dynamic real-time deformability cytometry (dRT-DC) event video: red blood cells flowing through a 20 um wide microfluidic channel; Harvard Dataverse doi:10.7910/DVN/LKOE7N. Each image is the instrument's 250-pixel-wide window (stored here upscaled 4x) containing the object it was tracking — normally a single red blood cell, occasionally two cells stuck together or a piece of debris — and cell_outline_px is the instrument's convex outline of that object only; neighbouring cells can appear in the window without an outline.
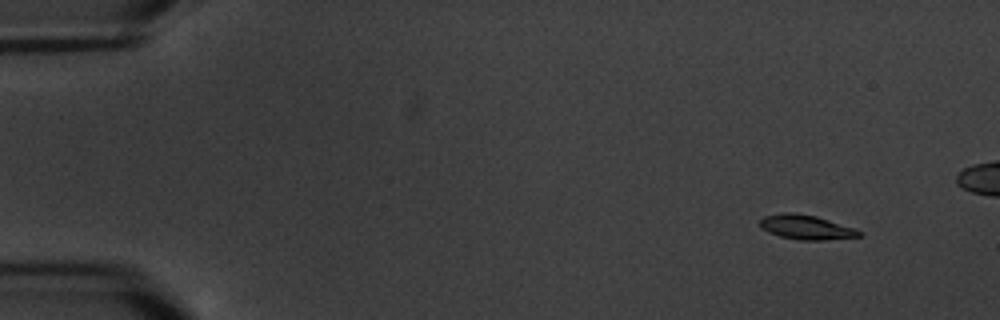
{"species": "common noctule bat (a hibernating species)", "species_latin": "Nyctalus noctula", "temperature_condition": "warm", "stored_images_in_passage": 8, "camera_frame_rate_fps": 3000, "um_per_image_px": 0.085, "animal": {"sex": "male", "body_mass_g": 20.1, "forearm_length_mm": 53.5}, "frame": {"image": 1, "passage_image": 2, "time_ms": 1.0, "image_size_px": [1000, 320], "cell_outline_px": [[860, 236], [824, 240], [800, 240], [780, 236], [768, 232], [760, 228], [760, 220], [764, 216], [784, 212], [792, 212], [816, 216], [856, 228], [860, 232]], "centroid_in_image_um": [68.5, 19.3], "position_along_channel_um": 16.5, "area_um2": 14.1}}
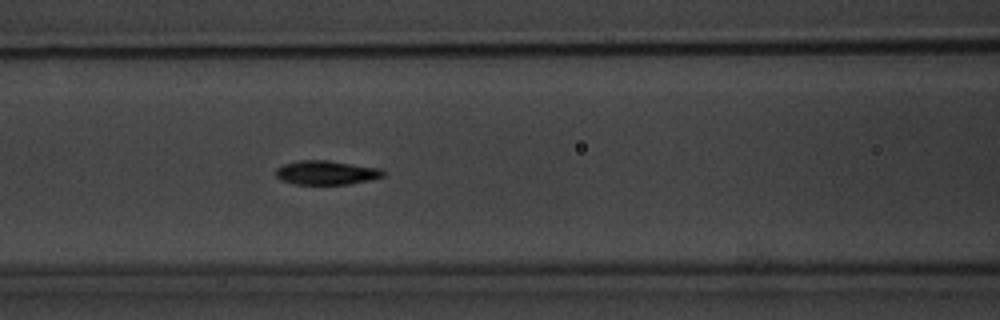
{"frame": {"image": 2, "passage_image": 8, "time_ms": 8.0, "image_size_px": [1000, 320], "cell_outline_px": [[388, 172], [384, 176], [368, 180], [348, 184], [296, 184], [280, 180], [276, 176], [276, 168], [284, 164], [300, 160], [328, 160], [380, 168]], "centroid_in_image_um": [27.75, 14.67], "position_along_channel_um": 138.8, "area_um2": 15.09}}